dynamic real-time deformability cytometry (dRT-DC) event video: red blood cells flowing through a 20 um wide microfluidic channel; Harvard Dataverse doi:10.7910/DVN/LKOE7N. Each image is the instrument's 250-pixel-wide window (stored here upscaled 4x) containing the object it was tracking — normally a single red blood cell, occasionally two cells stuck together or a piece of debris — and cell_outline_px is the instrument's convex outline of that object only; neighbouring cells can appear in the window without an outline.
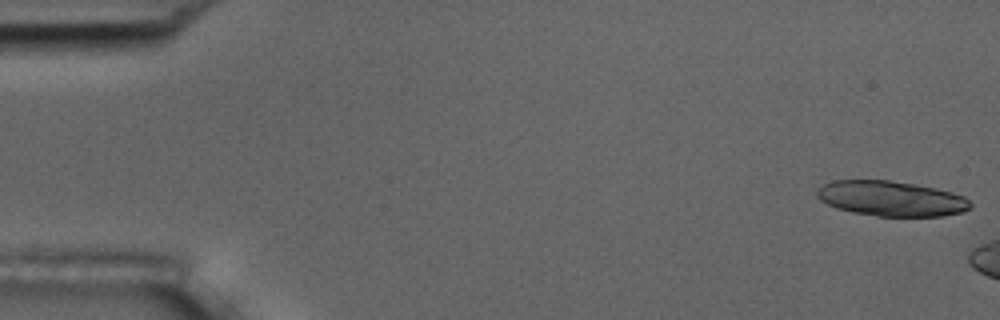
{"species": "common noctule bat (a hibernating species)", "species_latin": "Nyctalus noctula", "temperature_condition": "room temperature", "stored_images_in_passage": 3, "camera_frame_rate_fps": 3000, "um_per_image_px": 0.085, "animal": {"sex": "male", "body_mass_g": 17.5, "forearm_length_mm": 52.3}, "frame": {"image": 1, "passage_image": 1, "time_ms": 0.0, "image_size_px": [1000, 320], "cell_outline_px": [[972, 208], [964, 212], [944, 216], [876, 216], [852, 212], [836, 208], [820, 200], [816, 196], [816, 192], [824, 184], [832, 180], [888, 180], [936, 188], [952, 192], [964, 196], [972, 204]], "centroid_in_image_um": [75.77, 16.88], "position_along_channel_um": 9.2, "area_um2": 31.5}}